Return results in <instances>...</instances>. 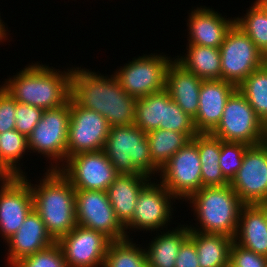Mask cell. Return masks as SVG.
<instances>
[{
    "instance_id": "obj_9",
    "label": "cell",
    "mask_w": 267,
    "mask_h": 267,
    "mask_svg": "<svg viewBox=\"0 0 267 267\" xmlns=\"http://www.w3.org/2000/svg\"><path fill=\"white\" fill-rule=\"evenodd\" d=\"M162 54L151 53L133 58L113 72L127 94L137 99L165 89L166 71L174 57L171 59Z\"/></svg>"
},
{
    "instance_id": "obj_11",
    "label": "cell",
    "mask_w": 267,
    "mask_h": 267,
    "mask_svg": "<svg viewBox=\"0 0 267 267\" xmlns=\"http://www.w3.org/2000/svg\"><path fill=\"white\" fill-rule=\"evenodd\" d=\"M160 182L177 199L187 200L202 188L201 162L197 145L191 140L163 166Z\"/></svg>"
},
{
    "instance_id": "obj_20",
    "label": "cell",
    "mask_w": 267,
    "mask_h": 267,
    "mask_svg": "<svg viewBox=\"0 0 267 267\" xmlns=\"http://www.w3.org/2000/svg\"><path fill=\"white\" fill-rule=\"evenodd\" d=\"M202 7V8H201ZM218 11L200 6L189 13L188 44L208 46L219 49L226 34L235 24V18L227 19Z\"/></svg>"
},
{
    "instance_id": "obj_17",
    "label": "cell",
    "mask_w": 267,
    "mask_h": 267,
    "mask_svg": "<svg viewBox=\"0 0 267 267\" xmlns=\"http://www.w3.org/2000/svg\"><path fill=\"white\" fill-rule=\"evenodd\" d=\"M0 234L14 235L33 209V194L23 176H11L0 184Z\"/></svg>"
},
{
    "instance_id": "obj_46",
    "label": "cell",
    "mask_w": 267,
    "mask_h": 267,
    "mask_svg": "<svg viewBox=\"0 0 267 267\" xmlns=\"http://www.w3.org/2000/svg\"><path fill=\"white\" fill-rule=\"evenodd\" d=\"M264 143L267 145V132H265V135H264Z\"/></svg>"
},
{
    "instance_id": "obj_39",
    "label": "cell",
    "mask_w": 267,
    "mask_h": 267,
    "mask_svg": "<svg viewBox=\"0 0 267 267\" xmlns=\"http://www.w3.org/2000/svg\"><path fill=\"white\" fill-rule=\"evenodd\" d=\"M17 101L0 85V133L15 129Z\"/></svg>"
},
{
    "instance_id": "obj_13",
    "label": "cell",
    "mask_w": 267,
    "mask_h": 267,
    "mask_svg": "<svg viewBox=\"0 0 267 267\" xmlns=\"http://www.w3.org/2000/svg\"><path fill=\"white\" fill-rule=\"evenodd\" d=\"M157 183L159 182L155 183L150 180L140 191L134 215L124 226L127 238H129L127 230L157 232L167 228L168 222L172 219V211H174L172 202L173 199L175 202L176 198L161 182Z\"/></svg>"
},
{
    "instance_id": "obj_43",
    "label": "cell",
    "mask_w": 267,
    "mask_h": 267,
    "mask_svg": "<svg viewBox=\"0 0 267 267\" xmlns=\"http://www.w3.org/2000/svg\"><path fill=\"white\" fill-rule=\"evenodd\" d=\"M10 176L0 166V184L6 181Z\"/></svg>"
},
{
    "instance_id": "obj_31",
    "label": "cell",
    "mask_w": 267,
    "mask_h": 267,
    "mask_svg": "<svg viewBox=\"0 0 267 267\" xmlns=\"http://www.w3.org/2000/svg\"><path fill=\"white\" fill-rule=\"evenodd\" d=\"M137 246L130 238L111 241L104 267H148L145 249Z\"/></svg>"
},
{
    "instance_id": "obj_26",
    "label": "cell",
    "mask_w": 267,
    "mask_h": 267,
    "mask_svg": "<svg viewBox=\"0 0 267 267\" xmlns=\"http://www.w3.org/2000/svg\"><path fill=\"white\" fill-rule=\"evenodd\" d=\"M189 238L195 244L200 267H226L228 265L232 237L190 230Z\"/></svg>"
},
{
    "instance_id": "obj_2",
    "label": "cell",
    "mask_w": 267,
    "mask_h": 267,
    "mask_svg": "<svg viewBox=\"0 0 267 267\" xmlns=\"http://www.w3.org/2000/svg\"><path fill=\"white\" fill-rule=\"evenodd\" d=\"M52 69L49 65L28 64L2 85L19 103L29 104L43 110L58 108L70 99L71 73Z\"/></svg>"
},
{
    "instance_id": "obj_16",
    "label": "cell",
    "mask_w": 267,
    "mask_h": 267,
    "mask_svg": "<svg viewBox=\"0 0 267 267\" xmlns=\"http://www.w3.org/2000/svg\"><path fill=\"white\" fill-rule=\"evenodd\" d=\"M56 242L67 267H104L111 240L103 233L77 225Z\"/></svg>"
},
{
    "instance_id": "obj_22",
    "label": "cell",
    "mask_w": 267,
    "mask_h": 267,
    "mask_svg": "<svg viewBox=\"0 0 267 267\" xmlns=\"http://www.w3.org/2000/svg\"><path fill=\"white\" fill-rule=\"evenodd\" d=\"M150 180L146 175L119 174L106 190L116 217L123 226L132 219L139 193Z\"/></svg>"
},
{
    "instance_id": "obj_42",
    "label": "cell",
    "mask_w": 267,
    "mask_h": 267,
    "mask_svg": "<svg viewBox=\"0 0 267 267\" xmlns=\"http://www.w3.org/2000/svg\"><path fill=\"white\" fill-rule=\"evenodd\" d=\"M261 210L264 212L265 216H266V219H267V199L265 200H262L261 202H259L257 204Z\"/></svg>"
},
{
    "instance_id": "obj_5",
    "label": "cell",
    "mask_w": 267,
    "mask_h": 267,
    "mask_svg": "<svg viewBox=\"0 0 267 267\" xmlns=\"http://www.w3.org/2000/svg\"><path fill=\"white\" fill-rule=\"evenodd\" d=\"M103 150L119 174L152 178L160 172L151 159L147 134L134 124L110 127Z\"/></svg>"
},
{
    "instance_id": "obj_34",
    "label": "cell",
    "mask_w": 267,
    "mask_h": 267,
    "mask_svg": "<svg viewBox=\"0 0 267 267\" xmlns=\"http://www.w3.org/2000/svg\"><path fill=\"white\" fill-rule=\"evenodd\" d=\"M159 128L181 133H198L195 129L193 118L172 100L165 89L163 124Z\"/></svg>"
},
{
    "instance_id": "obj_30",
    "label": "cell",
    "mask_w": 267,
    "mask_h": 267,
    "mask_svg": "<svg viewBox=\"0 0 267 267\" xmlns=\"http://www.w3.org/2000/svg\"><path fill=\"white\" fill-rule=\"evenodd\" d=\"M239 92L247 99L254 112L267 123V62L252 72L238 86Z\"/></svg>"
},
{
    "instance_id": "obj_3",
    "label": "cell",
    "mask_w": 267,
    "mask_h": 267,
    "mask_svg": "<svg viewBox=\"0 0 267 267\" xmlns=\"http://www.w3.org/2000/svg\"><path fill=\"white\" fill-rule=\"evenodd\" d=\"M30 185L33 208L45 224L47 232L57 241L76 226L75 189L59 170H46L39 184Z\"/></svg>"
},
{
    "instance_id": "obj_4",
    "label": "cell",
    "mask_w": 267,
    "mask_h": 267,
    "mask_svg": "<svg viewBox=\"0 0 267 267\" xmlns=\"http://www.w3.org/2000/svg\"><path fill=\"white\" fill-rule=\"evenodd\" d=\"M190 201L197 227L190 230L202 233L222 234L234 238L238 228L239 214L244 205L230 184L225 186L202 187L191 195ZM197 215V216H196Z\"/></svg>"
},
{
    "instance_id": "obj_6",
    "label": "cell",
    "mask_w": 267,
    "mask_h": 267,
    "mask_svg": "<svg viewBox=\"0 0 267 267\" xmlns=\"http://www.w3.org/2000/svg\"><path fill=\"white\" fill-rule=\"evenodd\" d=\"M69 121L70 99L58 108L44 110L40 121L27 138L29 150L51 161L48 170H58L67 160Z\"/></svg>"
},
{
    "instance_id": "obj_44",
    "label": "cell",
    "mask_w": 267,
    "mask_h": 267,
    "mask_svg": "<svg viewBox=\"0 0 267 267\" xmlns=\"http://www.w3.org/2000/svg\"><path fill=\"white\" fill-rule=\"evenodd\" d=\"M256 3H258L262 8L267 10V0H256Z\"/></svg>"
},
{
    "instance_id": "obj_19",
    "label": "cell",
    "mask_w": 267,
    "mask_h": 267,
    "mask_svg": "<svg viewBox=\"0 0 267 267\" xmlns=\"http://www.w3.org/2000/svg\"><path fill=\"white\" fill-rule=\"evenodd\" d=\"M56 241L45 228V224L34 208L26 216L18 231L8 238L7 265L11 267L21 258L35 254Z\"/></svg>"
},
{
    "instance_id": "obj_28",
    "label": "cell",
    "mask_w": 267,
    "mask_h": 267,
    "mask_svg": "<svg viewBox=\"0 0 267 267\" xmlns=\"http://www.w3.org/2000/svg\"><path fill=\"white\" fill-rule=\"evenodd\" d=\"M197 134L181 133L160 128L147 133L150 156L153 163L161 170L169 159Z\"/></svg>"
},
{
    "instance_id": "obj_38",
    "label": "cell",
    "mask_w": 267,
    "mask_h": 267,
    "mask_svg": "<svg viewBox=\"0 0 267 267\" xmlns=\"http://www.w3.org/2000/svg\"><path fill=\"white\" fill-rule=\"evenodd\" d=\"M229 260L237 267H267V257L256 254L235 243L230 247Z\"/></svg>"
},
{
    "instance_id": "obj_7",
    "label": "cell",
    "mask_w": 267,
    "mask_h": 267,
    "mask_svg": "<svg viewBox=\"0 0 267 267\" xmlns=\"http://www.w3.org/2000/svg\"><path fill=\"white\" fill-rule=\"evenodd\" d=\"M211 134L224 142L257 145L264 142L265 124L236 89L227 99L221 121Z\"/></svg>"
},
{
    "instance_id": "obj_37",
    "label": "cell",
    "mask_w": 267,
    "mask_h": 267,
    "mask_svg": "<svg viewBox=\"0 0 267 267\" xmlns=\"http://www.w3.org/2000/svg\"><path fill=\"white\" fill-rule=\"evenodd\" d=\"M43 111L39 107L17 102L15 129L28 138L40 121Z\"/></svg>"
},
{
    "instance_id": "obj_14",
    "label": "cell",
    "mask_w": 267,
    "mask_h": 267,
    "mask_svg": "<svg viewBox=\"0 0 267 267\" xmlns=\"http://www.w3.org/2000/svg\"><path fill=\"white\" fill-rule=\"evenodd\" d=\"M110 126L96 111L79 106L70 97L67 158L81 152L103 150Z\"/></svg>"
},
{
    "instance_id": "obj_27",
    "label": "cell",
    "mask_w": 267,
    "mask_h": 267,
    "mask_svg": "<svg viewBox=\"0 0 267 267\" xmlns=\"http://www.w3.org/2000/svg\"><path fill=\"white\" fill-rule=\"evenodd\" d=\"M186 49L185 56L175 59L179 64L202 80H221L219 49L194 44H187Z\"/></svg>"
},
{
    "instance_id": "obj_8",
    "label": "cell",
    "mask_w": 267,
    "mask_h": 267,
    "mask_svg": "<svg viewBox=\"0 0 267 267\" xmlns=\"http://www.w3.org/2000/svg\"><path fill=\"white\" fill-rule=\"evenodd\" d=\"M221 55V80L236 87L252 72L262 67L267 58L249 36L233 25L219 48Z\"/></svg>"
},
{
    "instance_id": "obj_36",
    "label": "cell",
    "mask_w": 267,
    "mask_h": 267,
    "mask_svg": "<svg viewBox=\"0 0 267 267\" xmlns=\"http://www.w3.org/2000/svg\"><path fill=\"white\" fill-rule=\"evenodd\" d=\"M249 145L221 140L220 168L224 177L231 182L242 166L244 153Z\"/></svg>"
},
{
    "instance_id": "obj_23",
    "label": "cell",
    "mask_w": 267,
    "mask_h": 267,
    "mask_svg": "<svg viewBox=\"0 0 267 267\" xmlns=\"http://www.w3.org/2000/svg\"><path fill=\"white\" fill-rule=\"evenodd\" d=\"M233 241L243 248L267 257V219L256 205H243Z\"/></svg>"
},
{
    "instance_id": "obj_35",
    "label": "cell",
    "mask_w": 267,
    "mask_h": 267,
    "mask_svg": "<svg viewBox=\"0 0 267 267\" xmlns=\"http://www.w3.org/2000/svg\"><path fill=\"white\" fill-rule=\"evenodd\" d=\"M11 267H67L57 242L35 254L21 258Z\"/></svg>"
},
{
    "instance_id": "obj_40",
    "label": "cell",
    "mask_w": 267,
    "mask_h": 267,
    "mask_svg": "<svg viewBox=\"0 0 267 267\" xmlns=\"http://www.w3.org/2000/svg\"><path fill=\"white\" fill-rule=\"evenodd\" d=\"M175 267H200L194 242L188 237L181 245Z\"/></svg>"
},
{
    "instance_id": "obj_33",
    "label": "cell",
    "mask_w": 267,
    "mask_h": 267,
    "mask_svg": "<svg viewBox=\"0 0 267 267\" xmlns=\"http://www.w3.org/2000/svg\"><path fill=\"white\" fill-rule=\"evenodd\" d=\"M245 16L235 17L237 25L267 58V10L254 2Z\"/></svg>"
},
{
    "instance_id": "obj_21",
    "label": "cell",
    "mask_w": 267,
    "mask_h": 267,
    "mask_svg": "<svg viewBox=\"0 0 267 267\" xmlns=\"http://www.w3.org/2000/svg\"><path fill=\"white\" fill-rule=\"evenodd\" d=\"M202 79L186 70L175 58L166 71L165 90L172 100L191 118L199 108V92Z\"/></svg>"
},
{
    "instance_id": "obj_29",
    "label": "cell",
    "mask_w": 267,
    "mask_h": 267,
    "mask_svg": "<svg viewBox=\"0 0 267 267\" xmlns=\"http://www.w3.org/2000/svg\"><path fill=\"white\" fill-rule=\"evenodd\" d=\"M28 151V139L16 129L0 133V166L11 176H25L18 162ZM19 163V164H18Z\"/></svg>"
},
{
    "instance_id": "obj_10",
    "label": "cell",
    "mask_w": 267,
    "mask_h": 267,
    "mask_svg": "<svg viewBox=\"0 0 267 267\" xmlns=\"http://www.w3.org/2000/svg\"><path fill=\"white\" fill-rule=\"evenodd\" d=\"M65 163L58 170L75 190L106 191L119 175L104 150L77 153Z\"/></svg>"
},
{
    "instance_id": "obj_41",
    "label": "cell",
    "mask_w": 267,
    "mask_h": 267,
    "mask_svg": "<svg viewBox=\"0 0 267 267\" xmlns=\"http://www.w3.org/2000/svg\"><path fill=\"white\" fill-rule=\"evenodd\" d=\"M2 21L3 20H1V16H0V42L3 43V41H6L7 40L9 33L7 32L8 30L5 28V25L3 24L4 22H2Z\"/></svg>"
},
{
    "instance_id": "obj_24",
    "label": "cell",
    "mask_w": 267,
    "mask_h": 267,
    "mask_svg": "<svg viewBox=\"0 0 267 267\" xmlns=\"http://www.w3.org/2000/svg\"><path fill=\"white\" fill-rule=\"evenodd\" d=\"M181 226V227H180ZM158 233L145 249L148 267H175L176 257L183 242L189 237L188 225Z\"/></svg>"
},
{
    "instance_id": "obj_45",
    "label": "cell",
    "mask_w": 267,
    "mask_h": 267,
    "mask_svg": "<svg viewBox=\"0 0 267 267\" xmlns=\"http://www.w3.org/2000/svg\"><path fill=\"white\" fill-rule=\"evenodd\" d=\"M226 267H237V266H235V265L229 260L228 265H227Z\"/></svg>"
},
{
    "instance_id": "obj_15",
    "label": "cell",
    "mask_w": 267,
    "mask_h": 267,
    "mask_svg": "<svg viewBox=\"0 0 267 267\" xmlns=\"http://www.w3.org/2000/svg\"><path fill=\"white\" fill-rule=\"evenodd\" d=\"M230 186L244 205H256L267 199V145H249L242 166Z\"/></svg>"
},
{
    "instance_id": "obj_12",
    "label": "cell",
    "mask_w": 267,
    "mask_h": 267,
    "mask_svg": "<svg viewBox=\"0 0 267 267\" xmlns=\"http://www.w3.org/2000/svg\"><path fill=\"white\" fill-rule=\"evenodd\" d=\"M75 210L77 225L103 233L111 241L127 238L106 191L75 190Z\"/></svg>"
},
{
    "instance_id": "obj_25",
    "label": "cell",
    "mask_w": 267,
    "mask_h": 267,
    "mask_svg": "<svg viewBox=\"0 0 267 267\" xmlns=\"http://www.w3.org/2000/svg\"><path fill=\"white\" fill-rule=\"evenodd\" d=\"M192 141L200 155L202 187L230 184L220 168L221 139L211 133H198Z\"/></svg>"
},
{
    "instance_id": "obj_18",
    "label": "cell",
    "mask_w": 267,
    "mask_h": 267,
    "mask_svg": "<svg viewBox=\"0 0 267 267\" xmlns=\"http://www.w3.org/2000/svg\"><path fill=\"white\" fill-rule=\"evenodd\" d=\"M237 87L224 80H203L199 92V108L193 119L198 133H211L219 124L225 104Z\"/></svg>"
},
{
    "instance_id": "obj_47",
    "label": "cell",
    "mask_w": 267,
    "mask_h": 267,
    "mask_svg": "<svg viewBox=\"0 0 267 267\" xmlns=\"http://www.w3.org/2000/svg\"><path fill=\"white\" fill-rule=\"evenodd\" d=\"M265 132H267V123L265 124Z\"/></svg>"
},
{
    "instance_id": "obj_1",
    "label": "cell",
    "mask_w": 267,
    "mask_h": 267,
    "mask_svg": "<svg viewBox=\"0 0 267 267\" xmlns=\"http://www.w3.org/2000/svg\"><path fill=\"white\" fill-rule=\"evenodd\" d=\"M85 69L73 67L70 97L79 106L101 114L110 127L133 125L137 99L127 94L114 74L109 77Z\"/></svg>"
},
{
    "instance_id": "obj_32",
    "label": "cell",
    "mask_w": 267,
    "mask_h": 267,
    "mask_svg": "<svg viewBox=\"0 0 267 267\" xmlns=\"http://www.w3.org/2000/svg\"><path fill=\"white\" fill-rule=\"evenodd\" d=\"M134 125L146 134L163 124L164 90L137 98Z\"/></svg>"
}]
</instances>
